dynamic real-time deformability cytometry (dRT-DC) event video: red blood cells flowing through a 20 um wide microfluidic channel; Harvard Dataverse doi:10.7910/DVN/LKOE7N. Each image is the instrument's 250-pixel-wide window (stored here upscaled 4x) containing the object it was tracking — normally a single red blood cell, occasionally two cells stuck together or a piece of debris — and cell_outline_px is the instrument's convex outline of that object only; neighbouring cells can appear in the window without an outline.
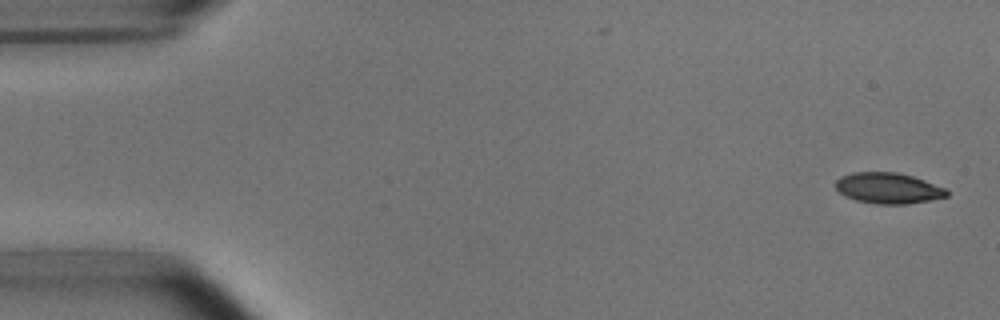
{"species": "common noctule bat (a hibernating species)", "species_latin": "Nyctalus noctula", "temperature_condition": "room temperature", "stored_images_in_passage": 5, "camera_frame_rate_fps": 3000, "um_per_image_px": 0.085, "animal": {"sex": "male", "body_mass_g": 15.6}, "frame": {"image": 1, "passage_image": 1, "time_ms": 0.0, "image_size_px": [1000, 320], "cell_outline_px": [[948, 196], [908, 204], [876, 204], [856, 200], [844, 196], [836, 188], [836, 180], [840, 176], [852, 172], [896, 172], [912, 176], [924, 180], [944, 188], [948, 192]], "centroid_in_image_um": [75.46, 15.99], "position_along_channel_um": 9.5, "area_um2": 19.88}}